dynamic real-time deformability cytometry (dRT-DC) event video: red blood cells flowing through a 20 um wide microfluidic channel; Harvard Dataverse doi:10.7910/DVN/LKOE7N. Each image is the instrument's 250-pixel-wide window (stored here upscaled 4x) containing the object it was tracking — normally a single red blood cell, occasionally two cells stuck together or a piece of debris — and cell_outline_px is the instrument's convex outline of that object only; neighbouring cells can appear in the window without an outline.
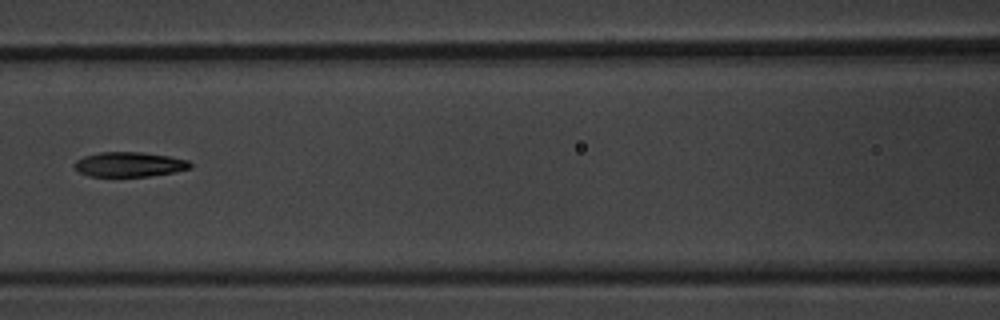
{"species": "common noctule bat (a hibernating species)", "species_latin": "Nyctalus noctula", "temperature_condition": "warm", "stored_images_in_passage": 4, "camera_frame_rate_fps": 3000, "um_per_image_px": 0.085, "animal": {"sex": "male", "body_mass_g": 20.1, "forearm_length_mm": 53.5}, "frame": {"image": 1, "passage_image": 4, "time_ms": 3.333, "image_size_px": [1000, 320], "cell_outline_px": [[192, 168], [172, 172], [148, 176], [88, 176], [80, 172], [72, 164], [76, 160], [84, 156], [100, 152], [140, 152], [168, 156], [188, 160], [192, 164]], "centroid_in_image_um": [10.98, 13.97], "position_along_channel_um": 155.6, "area_um2": 16.59}}